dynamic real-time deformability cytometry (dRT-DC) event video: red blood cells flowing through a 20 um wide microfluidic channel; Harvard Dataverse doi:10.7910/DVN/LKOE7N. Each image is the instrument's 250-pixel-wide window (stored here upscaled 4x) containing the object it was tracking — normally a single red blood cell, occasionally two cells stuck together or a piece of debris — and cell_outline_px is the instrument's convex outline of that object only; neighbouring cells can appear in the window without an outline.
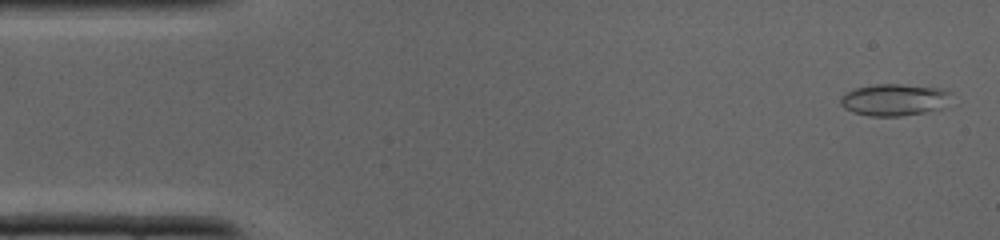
{"species": "common noctule bat (a hibernating species)", "species_latin": "Nyctalus noctula", "temperature_condition": "cold", "stored_images_in_passage": 36, "camera_frame_rate_fps": 3000, "um_per_image_px": 0.085, "animal": {"sex": "male", "body_mass_g": 19.0, "forearm_length_mm": 50.8}, "frame": {"image": 1, "passage_image": 1, "time_ms": 0.0, "image_size_px": [1000, 240], "cell_outline_px": [[948, 92], [940, 108], [924, 112], [900, 116], [872, 116], [852, 112], [844, 108], [840, 104], [840, 96], [856, 88], [876, 84], [900, 84], [940, 88]], "centroid_in_image_um": [75.89, 8.48], "position_along_channel_um": 9.1, "area_um2": 19.94}}
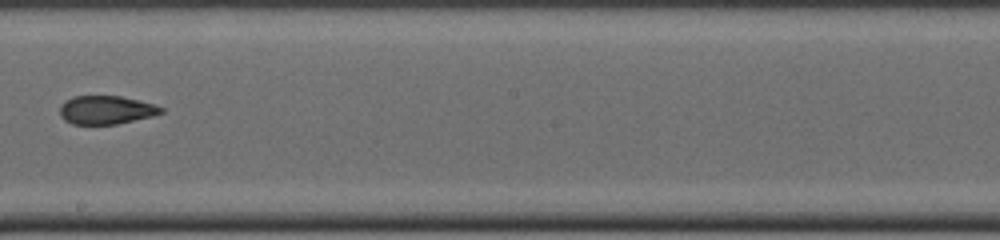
{"frame": {"image": 2, "passage_image": 20, "time_ms": 6.333, "image_size_px": [1000, 240], "cell_outline_px": [[164, 112], [152, 116], [116, 124], [72, 124], [64, 120], [60, 116], [60, 108], [72, 96], [120, 96], [152, 104], [164, 108]], "centroid_in_image_um": [9.02, 9.35], "position_along_channel_um": 239.2, "area_um2": 16.53}}
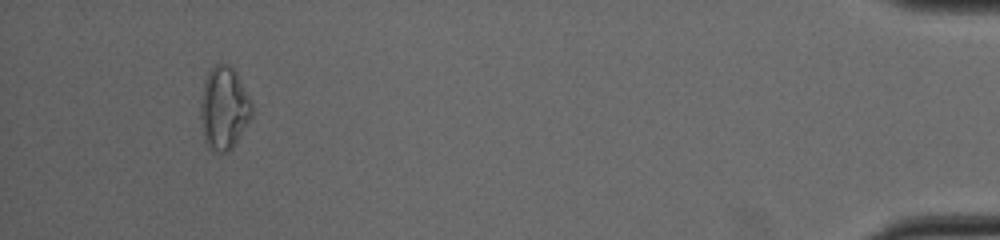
{"frame": {"image": 3, "passage_image": 34, "time_ms": 11.0, "image_size_px": [1000, 240], "cell_outline_px": [[252, 116], [232, 148], [228, 152], [216, 152], [208, 148], [204, 140], [200, 116], [200, 100], [204, 80], [208, 72], [216, 64], [228, 64], [236, 72], [252, 104]], "centroid_in_image_um": [19.01, 9.21], "position_along_channel_um": 416.2, "area_um2": 24.74}}